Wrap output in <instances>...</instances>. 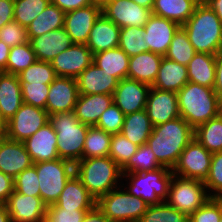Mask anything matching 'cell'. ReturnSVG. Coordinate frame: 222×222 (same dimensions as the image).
<instances>
[{"label": "cell", "instance_id": "1", "mask_svg": "<svg viewBox=\"0 0 222 222\" xmlns=\"http://www.w3.org/2000/svg\"><path fill=\"white\" fill-rule=\"evenodd\" d=\"M194 139V129L181 117L156 125L147 145L162 167L172 170L181 153Z\"/></svg>", "mask_w": 222, "mask_h": 222}, {"label": "cell", "instance_id": "2", "mask_svg": "<svg viewBox=\"0 0 222 222\" xmlns=\"http://www.w3.org/2000/svg\"><path fill=\"white\" fill-rule=\"evenodd\" d=\"M181 27L196 53L216 55L222 51V22L206 3L198 4Z\"/></svg>", "mask_w": 222, "mask_h": 222}, {"label": "cell", "instance_id": "3", "mask_svg": "<svg viewBox=\"0 0 222 222\" xmlns=\"http://www.w3.org/2000/svg\"><path fill=\"white\" fill-rule=\"evenodd\" d=\"M74 173L96 201L120 185L124 186L120 183L123 180L121 168L109 156L81 159L74 164Z\"/></svg>", "mask_w": 222, "mask_h": 222}, {"label": "cell", "instance_id": "4", "mask_svg": "<svg viewBox=\"0 0 222 222\" xmlns=\"http://www.w3.org/2000/svg\"><path fill=\"white\" fill-rule=\"evenodd\" d=\"M180 117L193 129L219 116V98L214 88L188 82L177 92Z\"/></svg>", "mask_w": 222, "mask_h": 222}, {"label": "cell", "instance_id": "5", "mask_svg": "<svg viewBox=\"0 0 222 222\" xmlns=\"http://www.w3.org/2000/svg\"><path fill=\"white\" fill-rule=\"evenodd\" d=\"M49 122L56 132L59 158L73 164L83 159L89 125L81 123L73 111L51 114Z\"/></svg>", "mask_w": 222, "mask_h": 222}, {"label": "cell", "instance_id": "6", "mask_svg": "<svg viewBox=\"0 0 222 222\" xmlns=\"http://www.w3.org/2000/svg\"><path fill=\"white\" fill-rule=\"evenodd\" d=\"M173 175L172 170L167 167L153 171L125 173L122 178H126L124 180L127 181V186L123 188H127L130 194L141 198L148 205H157L167 200Z\"/></svg>", "mask_w": 222, "mask_h": 222}, {"label": "cell", "instance_id": "7", "mask_svg": "<svg viewBox=\"0 0 222 222\" xmlns=\"http://www.w3.org/2000/svg\"><path fill=\"white\" fill-rule=\"evenodd\" d=\"M96 205L112 222H138L149 206L122 185L100 197Z\"/></svg>", "mask_w": 222, "mask_h": 222}, {"label": "cell", "instance_id": "8", "mask_svg": "<svg viewBox=\"0 0 222 222\" xmlns=\"http://www.w3.org/2000/svg\"><path fill=\"white\" fill-rule=\"evenodd\" d=\"M34 165L38 175L40 197L47 206L55 204L66 182L74 174V164L59 158Z\"/></svg>", "mask_w": 222, "mask_h": 222}, {"label": "cell", "instance_id": "9", "mask_svg": "<svg viewBox=\"0 0 222 222\" xmlns=\"http://www.w3.org/2000/svg\"><path fill=\"white\" fill-rule=\"evenodd\" d=\"M209 198L204 181L173 175L165 202L189 216L203 206Z\"/></svg>", "mask_w": 222, "mask_h": 222}, {"label": "cell", "instance_id": "10", "mask_svg": "<svg viewBox=\"0 0 222 222\" xmlns=\"http://www.w3.org/2000/svg\"><path fill=\"white\" fill-rule=\"evenodd\" d=\"M48 122L49 115L45 109L23 103L6 122L4 135L11 140L24 142Z\"/></svg>", "mask_w": 222, "mask_h": 222}, {"label": "cell", "instance_id": "11", "mask_svg": "<svg viewBox=\"0 0 222 222\" xmlns=\"http://www.w3.org/2000/svg\"><path fill=\"white\" fill-rule=\"evenodd\" d=\"M212 153L193 139L181 153L172 169L175 176L205 181L208 176Z\"/></svg>", "mask_w": 222, "mask_h": 222}, {"label": "cell", "instance_id": "12", "mask_svg": "<svg viewBox=\"0 0 222 222\" xmlns=\"http://www.w3.org/2000/svg\"><path fill=\"white\" fill-rule=\"evenodd\" d=\"M102 13L120 28L136 26L144 27L152 10L144 8L132 0H109Z\"/></svg>", "mask_w": 222, "mask_h": 222}, {"label": "cell", "instance_id": "13", "mask_svg": "<svg viewBox=\"0 0 222 222\" xmlns=\"http://www.w3.org/2000/svg\"><path fill=\"white\" fill-rule=\"evenodd\" d=\"M92 62L93 54L87 45L73 43L58 54L51 65L56 76L76 79Z\"/></svg>", "mask_w": 222, "mask_h": 222}, {"label": "cell", "instance_id": "14", "mask_svg": "<svg viewBox=\"0 0 222 222\" xmlns=\"http://www.w3.org/2000/svg\"><path fill=\"white\" fill-rule=\"evenodd\" d=\"M150 85L130 78H123L113 93V103L125 114L146 108Z\"/></svg>", "mask_w": 222, "mask_h": 222}, {"label": "cell", "instance_id": "15", "mask_svg": "<svg viewBox=\"0 0 222 222\" xmlns=\"http://www.w3.org/2000/svg\"><path fill=\"white\" fill-rule=\"evenodd\" d=\"M79 96L75 78L56 77L50 84L46 108L48 115L74 110Z\"/></svg>", "mask_w": 222, "mask_h": 222}, {"label": "cell", "instance_id": "16", "mask_svg": "<svg viewBox=\"0 0 222 222\" xmlns=\"http://www.w3.org/2000/svg\"><path fill=\"white\" fill-rule=\"evenodd\" d=\"M5 206L12 222H44L48 207L40 196H28L15 190Z\"/></svg>", "mask_w": 222, "mask_h": 222}, {"label": "cell", "instance_id": "17", "mask_svg": "<svg viewBox=\"0 0 222 222\" xmlns=\"http://www.w3.org/2000/svg\"><path fill=\"white\" fill-rule=\"evenodd\" d=\"M145 109L153 127L180 117L177 93L155 87L149 89Z\"/></svg>", "mask_w": 222, "mask_h": 222}, {"label": "cell", "instance_id": "18", "mask_svg": "<svg viewBox=\"0 0 222 222\" xmlns=\"http://www.w3.org/2000/svg\"><path fill=\"white\" fill-rule=\"evenodd\" d=\"M180 27L172 20L152 14L144 26V40L148 51L164 57L174 34Z\"/></svg>", "mask_w": 222, "mask_h": 222}, {"label": "cell", "instance_id": "19", "mask_svg": "<svg viewBox=\"0 0 222 222\" xmlns=\"http://www.w3.org/2000/svg\"><path fill=\"white\" fill-rule=\"evenodd\" d=\"M101 13L102 7L97 4L65 13L64 28L73 43H87L93 24Z\"/></svg>", "mask_w": 222, "mask_h": 222}, {"label": "cell", "instance_id": "20", "mask_svg": "<svg viewBox=\"0 0 222 222\" xmlns=\"http://www.w3.org/2000/svg\"><path fill=\"white\" fill-rule=\"evenodd\" d=\"M33 161L23 142L0 135V171L15 178L33 165Z\"/></svg>", "mask_w": 222, "mask_h": 222}, {"label": "cell", "instance_id": "21", "mask_svg": "<svg viewBox=\"0 0 222 222\" xmlns=\"http://www.w3.org/2000/svg\"><path fill=\"white\" fill-rule=\"evenodd\" d=\"M23 143L33 163L59 159L57 136L50 122L41 127Z\"/></svg>", "mask_w": 222, "mask_h": 222}, {"label": "cell", "instance_id": "22", "mask_svg": "<svg viewBox=\"0 0 222 222\" xmlns=\"http://www.w3.org/2000/svg\"><path fill=\"white\" fill-rule=\"evenodd\" d=\"M38 61L51 62L73 42L64 27L34 37L30 41Z\"/></svg>", "mask_w": 222, "mask_h": 222}, {"label": "cell", "instance_id": "23", "mask_svg": "<svg viewBox=\"0 0 222 222\" xmlns=\"http://www.w3.org/2000/svg\"><path fill=\"white\" fill-rule=\"evenodd\" d=\"M79 94H107L113 95L118 80L111 74L102 72L95 63H91L77 78Z\"/></svg>", "mask_w": 222, "mask_h": 222}, {"label": "cell", "instance_id": "24", "mask_svg": "<svg viewBox=\"0 0 222 222\" xmlns=\"http://www.w3.org/2000/svg\"><path fill=\"white\" fill-rule=\"evenodd\" d=\"M120 29L119 26L101 13L89 33L87 47L92 54L118 47Z\"/></svg>", "mask_w": 222, "mask_h": 222}, {"label": "cell", "instance_id": "25", "mask_svg": "<svg viewBox=\"0 0 222 222\" xmlns=\"http://www.w3.org/2000/svg\"><path fill=\"white\" fill-rule=\"evenodd\" d=\"M23 104L18 75L0 72V114L8 122Z\"/></svg>", "mask_w": 222, "mask_h": 222}, {"label": "cell", "instance_id": "26", "mask_svg": "<svg viewBox=\"0 0 222 222\" xmlns=\"http://www.w3.org/2000/svg\"><path fill=\"white\" fill-rule=\"evenodd\" d=\"M113 104V95L79 94L74 107V115L83 124L95 126L102 113Z\"/></svg>", "mask_w": 222, "mask_h": 222}, {"label": "cell", "instance_id": "27", "mask_svg": "<svg viewBox=\"0 0 222 222\" xmlns=\"http://www.w3.org/2000/svg\"><path fill=\"white\" fill-rule=\"evenodd\" d=\"M96 202L74 173L66 182L56 203L52 205L65 209H92L96 206Z\"/></svg>", "mask_w": 222, "mask_h": 222}, {"label": "cell", "instance_id": "28", "mask_svg": "<svg viewBox=\"0 0 222 222\" xmlns=\"http://www.w3.org/2000/svg\"><path fill=\"white\" fill-rule=\"evenodd\" d=\"M163 56L151 51L142 52L129 58L127 78L153 85Z\"/></svg>", "mask_w": 222, "mask_h": 222}, {"label": "cell", "instance_id": "29", "mask_svg": "<svg viewBox=\"0 0 222 222\" xmlns=\"http://www.w3.org/2000/svg\"><path fill=\"white\" fill-rule=\"evenodd\" d=\"M188 82L187 66L164 56L159 66L157 78L151 87L177 93Z\"/></svg>", "mask_w": 222, "mask_h": 222}, {"label": "cell", "instance_id": "30", "mask_svg": "<svg viewBox=\"0 0 222 222\" xmlns=\"http://www.w3.org/2000/svg\"><path fill=\"white\" fill-rule=\"evenodd\" d=\"M216 55L196 53L187 65L189 82L214 88Z\"/></svg>", "mask_w": 222, "mask_h": 222}, {"label": "cell", "instance_id": "31", "mask_svg": "<svg viewBox=\"0 0 222 222\" xmlns=\"http://www.w3.org/2000/svg\"><path fill=\"white\" fill-rule=\"evenodd\" d=\"M129 56L119 47L93 54L95 63L102 72L111 74L118 81L127 78L129 68Z\"/></svg>", "mask_w": 222, "mask_h": 222}, {"label": "cell", "instance_id": "32", "mask_svg": "<svg viewBox=\"0 0 222 222\" xmlns=\"http://www.w3.org/2000/svg\"><path fill=\"white\" fill-rule=\"evenodd\" d=\"M197 5L195 0H154L152 14L182 26L194 13Z\"/></svg>", "mask_w": 222, "mask_h": 222}, {"label": "cell", "instance_id": "33", "mask_svg": "<svg viewBox=\"0 0 222 222\" xmlns=\"http://www.w3.org/2000/svg\"><path fill=\"white\" fill-rule=\"evenodd\" d=\"M153 125L148 118L146 109L125 115L121 134L137 146L147 143Z\"/></svg>", "mask_w": 222, "mask_h": 222}, {"label": "cell", "instance_id": "34", "mask_svg": "<svg viewBox=\"0 0 222 222\" xmlns=\"http://www.w3.org/2000/svg\"><path fill=\"white\" fill-rule=\"evenodd\" d=\"M65 12L52 3H49L26 28L29 41L44 33L64 27Z\"/></svg>", "mask_w": 222, "mask_h": 222}, {"label": "cell", "instance_id": "35", "mask_svg": "<svg viewBox=\"0 0 222 222\" xmlns=\"http://www.w3.org/2000/svg\"><path fill=\"white\" fill-rule=\"evenodd\" d=\"M194 139L207 151L216 153L222 151V117L219 115L198 125L194 129Z\"/></svg>", "mask_w": 222, "mask_h": 222}, {"label": "cell", "instance_id": "36", "mask_svg": "<svg viewBox=\"0 0 222 222\" xmlns=\"http://www.w3.org/2000/svg\"><path fill=\"white\" fill-rule=\"evenodd\" d=\"M112 134L96 126H89L86 134L83 159L109 156Z\"/></svg>", "mask_w": 222, "mask_h": 222}, {"label": "cell", "instance_id": "37", "mask_svg": "<svg viewBox=\"0 0 222 222\" xmlns=\"http://www.w3.org/2000/svg\"><path fill=\"white\" fill-rule=\"evenodd\" d=\"M195 54L196 51L189 41L187 33L180 27L174 34L165 57L187 66Z\"/></svg>", "mask_w": 222, "mask_h": 222}, {"label": "cell", "instance_id": "38", "mask_svg": "<svg viewBox=\"0 0 222 222\" xmlns=\"http://www.w3.org/2000/svg\"><path fill=\"white\" fill-rule=\"evenodd\" d=\"M118 47L129 57L147 52L148 47L144 40V27L129 26L121 28Z\"/></svg>", "mask_w": 222, "mask_h": 222}, {"label": "cell", "instance_id": "39", "mask_svg": "<svg viewBox=\"0 0 222 222\" xmlns=\"http://www.w3.org/2000/svg\"><path fill=\"white\" fill-rule=\"evenodd\" d=\"M161 167L151 148L147 144H144L138 147L137 152L121 168V171L122 174L136 173L153 171Z\"/></svg>", "mask_w": 222, "mask_h": 222}, {"label": "cell", "instance_id": "40", "mask_svg": "<svg viewBox=\"0 0 222 222\" xmlns=\"http://www.w3.org/2000/svg\"><path fill=\"white\" fill-rule=\"evenodd\" d=\"M35 53L29 42L12 47L6 64V72L18 75L36 61Z\"/></svg>", "mask_w": 222, "mask_h": 222}, {"label": "cell", "instance_id": "41", "mask_svg": "<svg viewBox=\"0 0 222 222\" xmlns=\"http://www.w3.org/2000/svg\"><path fill=\"white\" fill-rule=\"evenodd\" d=\"M138 222H188V215L162 202L149 205Z\"/></svg>", "mask_w": 222, "mask_h": 222}, {"label": "cell", "instance_id": "42", "mask_svg": "<svg viewBox=\"0 0 222 222\" xmlns=\"http://www.w3.org/2000/svg\"><path fill=\"white\" fill-rule=\"evenodd\" d=\"M20 83L51 84L57 77L51 62L36 60L31 66L18 74Z\"/></svg>", "mask_w": 222, "mask_h": 222}, {"label": "cell", "instance_id": "43", "mask_svg": "<svg viewBox=\"0 0 222 222\" xmlns=\"http://www.w3.org/2000/svg\"><path fill=\"white\" fill-rule=\"evenodd\" d=\"M50 0H14V21L27 28Z\"/></svg>", "mask_w": 222, "mask_h": 222}, {"label": "cell", "instance_id": "44", "mask_svg": "<svg viewBox=\"0 0 222 222\" xmlns=\"http://www.w3.org/2000/svg\"><path fill=\"white\" fill-rule=\"evenodd\" d=\"M138 147L121 133L112 134L109 157L122 168L137 152Z\"/></svg>", "mask_w": 222, "mask_h": 222}, {"label": "cell", "instance_id": "45", "mask_svg": "<svg viewBox=\"0 0 222 222\" xmlns=\"http://www.w3.org/2000/svg\"><path fill=\"white\" fill-rule=\"evenodd\" d=\"M204 184L210 197L222 198V151L212 154L210 170Z\"/></svg>", "mask_w": 222, "mask_h": 222}, {"label": "cell", "instance_id": "46", "mask_svg": "<svg viewBox=\"0 0 222 222\" xmlns=\"http://www.w3.org/2000/svg\"><path fill=\"white\" fill-rule=\"evenodd\" d=\"M14 190L28 196H40L38 175L34 164L14 178Z\"/></svg>", "mask_w": 222, "mask_h": 222}, {"label": "cell", "instance_id": "47", "mask_svg": "<svg viewBox=\"0 0 222 222\" xmlns=\"http://www.w3.org/2000/svg\"><path fill=\"white\" fill-rule=\"evenodd\" d=\"M222 217V198L210 197L209 200L188 216V222H219Z\"/></svg>", "mask_w": 222, "mask_h": 222}, {"label": "cell", "instance_id": "48", "mask_svg": "<svg viewBox=\"0 0 222 222\" xmlns=\"http://www.w3.org/2000/svg\"><path fill=\"white\" fill-rule=\"evenodd\" d=\"M49 88L50 84L21 83L23 103L45 109Z\"/></svg>", "mask_w": 222, "mask_h": 222}, {"label": "cell", "instance_id": "49", "mask_svg": "<svg viewBox=\"0 0 222 222\" xmlns=\"http://www.w3.org/2000/svg\"><path fill=\"white\" fill-rule=\"evenodd\" d=\"M124 118L125 114L113 103L102 113L95 126L110 134L121 133Z\"/></svg>", "mask_w": 222, "mask_h": 222}, {"label": "cell", "instance_id": "50", "mask_svg": "<svg viewBox=\"0 0 222 222\" xmlns=\"http://www.w3.org/2000/svg\"><path fill=\"white\" fill-rule=\"evenodd\" d=\"M0 40L10 48L29 42L26 28L14 20L0 28Z\"/></svg>", "mask_w": 222, "mask_h": 222}, {"label": "cell", "instance_id": "51", "mask_svg": "<svg viewBox=\"0 0 222 222\" xmlns=\"http://www.w3.org/2000/svg\"><path fill=\"white\" fill-rule=\"evenodd\" d=\"M89 210L91 209H65L50 205L47 207L44 222H82Z\"/></svg>", "mask_w": 222, "mask_h": 222}, {"label": "cell", "instance_id": "52", "mask_svg": "<svg viewBox=\"0 0 222 222\" xmlns=\"http://www.w3.org/2000/svg\"><path fill=\"white\" fill-rule=\"evenodd\" d=\"M14 191V178L0 171V204H5Z\"/></svg>", "mask_w": 222, "mask_h": 222}, {"label": "cell", "instance_id": "53", "mask_svg": "<svg viewBox=\"0 0 222 222\" xmlns=\"http://www.w3.org/2000/svg\"><path fill=\"white\" fill-rule=\"evenodd\" d=\"M50 3L56 5L65 13L93 4L92 0H50Z\"/></svg>", "mask_w": 222, "mask_h": 222}, {"label": "cell", "instance_id": "54", "mask_svg": "<svg viewBox=\"0 0 222 222\" xmlns=\"http://www.w3.org/2000/svg\"><path fill=\"white\" fill-rule=\"evenodd\" d=\"M14 20V0H0V28Z\"/></svg>", "mask_w": 222, "mask_h": 222}, {"label": "cell", "instance_id": "55", "mask_svg": "<svg viewBox=\"0 0 222 222\" xmlns=\"http://www.w3.org/2000/svg\"><path fill=\"white\" fill-rule=\"evenodd\" d=\"M216 73L214 91L218 98H222V51L216 54Z\"/></svg>", "mask_w": 222, "mask_h": 222}, {"label": "cell", "instance_id": "56", "mask_svg": "<svg viewBox=\"0 0 222 222\" xmlns=\"http://www.w3.org/2000/svg\"><path fill=\"white\" fill-rule=\"evenodd\" d=\"M82 222H112L97 205L87 211Z\"/></svg>", "mask_w": 222, "mask_h": 222}, {"label": "cell", "instance_id": "57", "mask_svg": "<svg viewBox=\"0 0 222 222\" xmlns=\"http://www.w3.org/2000/svg\"><path fill=\"white\" fill-rule=\"evenodd\" d=\"M10 47L0 40V72H6V64L10 53Z\"/></svg>", "mask_w": 222, "mask_h": 222}, {"label": "cell", "instance_id": "58", "mask_svg": "<svg viewBox=\"0 0 222 222\" xmlns=\"http://www.w3.org/2000/svg\"><path fill=\"white\" fill-rule=\"evenodd\" d=\"M205 3L214 10L215 14L222 22V0H206Z\"/></svg>", "mask_w": 222, "mask_h": 222}, {"label": "cell", "instance_id": "59", "mask_svg": "<svg viewBox=\"0 0 222 222\" xmlns=\"http://www.w3.org/2000/svg\"><path fill=\"white\" fill-rule=\"evenodd\" d=\"M0 222H12L5 204H0Z\"/></svg>", "mask_w": 222, "mask_h": 222}, {"label": "cell", "instance_id": "60", "mask_svg": "<svg viewBox=\"0 0 222 222\" xmlns=\"http://www.w3.org/2000/svg\"><path fill=\"white\" fill-rule=\"evenodd\" d=\"M132 1H134L135 3H137L138 5H140L142 7L150 9V10H152L153 5H154V0H132Z\"/></svg>", "mask_w": 222, "mask_h": 222}, {"label": "cell", "instance_id": "61", "mask_svg": "<svg viewBox=\"0 0 222 222\" xmlns=\"http://www.w3.org/2000/svg\"><path fill=\"white\" fill-rule=\"evenodd\" d=\"M5 130H6V122L4 121V119L0 114V135H4Z\"/></svg>", "mask_w": 222, "mask_h": 222}, {"label": "cell", "instance_id": "62", "mask_svg": "<svg viewBox=\"0 0 222 222\" xmlns=\"http://www.w3.org/2000/svg\"><path fill=\"white\" fill-rule=\"evenodd\" d=\"M109 0H92L93 4L100 5L103 7Z\"/></svg>", "mask_w": 222, "mask_h": 222}, {"label": "cell", "instance_id": "63", "mask_svg": "<svg viewBox=\"0 0 222 222\" xmlns=\"http://www.w3.org/2000/svg\"><path fill=\"white\" fill-rule=\"evenodd\" d=\"M219 115L222 117V98H219Z\"/></svg>", "mask_w": 222, "mask_h": 222}, {"label": "cell", "instance_id": "64", "mask_svg": "<svg viewBox=\"0 0 222 222\" xmlns=\"http://www.w3.org/2000/svg\"><path fill=\"white\" fill-rule=\"evenodd\" d=\"M198 4L205 3L206 0H195Z\"/></svg>", "mask_w": 222, "mask_h": 222}]
</instances>
